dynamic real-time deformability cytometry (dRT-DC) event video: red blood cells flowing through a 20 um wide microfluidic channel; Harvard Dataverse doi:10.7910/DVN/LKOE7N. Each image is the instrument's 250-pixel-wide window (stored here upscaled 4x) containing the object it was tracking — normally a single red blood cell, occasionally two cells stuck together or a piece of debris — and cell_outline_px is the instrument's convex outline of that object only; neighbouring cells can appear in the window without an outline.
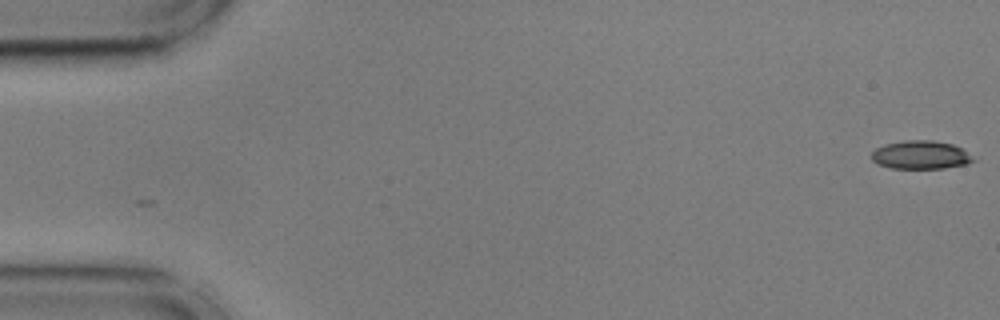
{"species": "common noctule bat (a hibernating species)", "species_latin": "Nyctalus noctula", "temperature_condition": "cold", "stored_images_in_passage": 18, "camera_frame_rate_fps": 3000, "um_per_image_px": 0.085, "animal": {"sex": "male", "body_mass_g": 17.9, "forearm_length_mm": 54.2}, "frame": {"image": 1, "passage_image": 1, "time_ms": 0.0, "image_size_px": [1000, 320], "cell_outline_px": [[976, 160], [968, 164], [944, 168], [892, 168], [876, 164], [872, 160], [872, 152], [876, 148], [884, 144], [904, 140], [932, 140], [952, 144], [960, 148]], "centroid_in_image_um": [78.23, 13.17], "position_along_channel_um": 6.8, "area_um2": 16.76}}
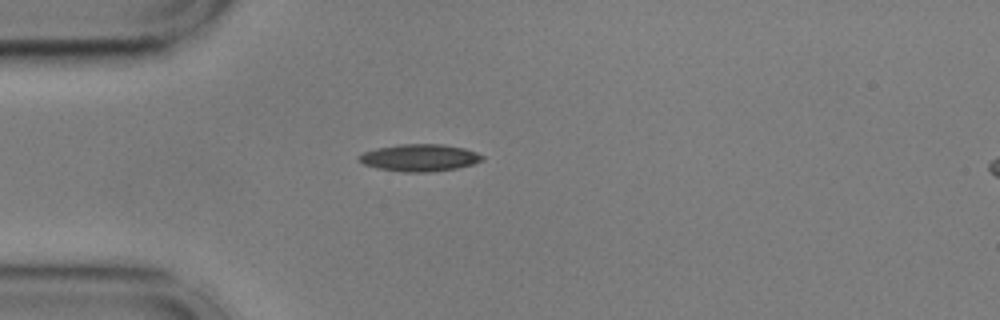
{"frame": {"image": 2, "passage_image": 15, "time_ms": 4.667, "image_size_px": [1000, 320], "cell_outline_px": [[484, 160], [472, 164], [456, 168], [432, 172], [404, 172], [376, 168], [364, 164], [356, 160], [356, 156], [364, 152], [376, 148], [400, 144], [444, 144], [464, 148], [476, 152], [484, 156]], "centroid_in_image_um": [35.64, 13.4], "position_along_channel_um": 49.4, "area_um2": 19.65}}